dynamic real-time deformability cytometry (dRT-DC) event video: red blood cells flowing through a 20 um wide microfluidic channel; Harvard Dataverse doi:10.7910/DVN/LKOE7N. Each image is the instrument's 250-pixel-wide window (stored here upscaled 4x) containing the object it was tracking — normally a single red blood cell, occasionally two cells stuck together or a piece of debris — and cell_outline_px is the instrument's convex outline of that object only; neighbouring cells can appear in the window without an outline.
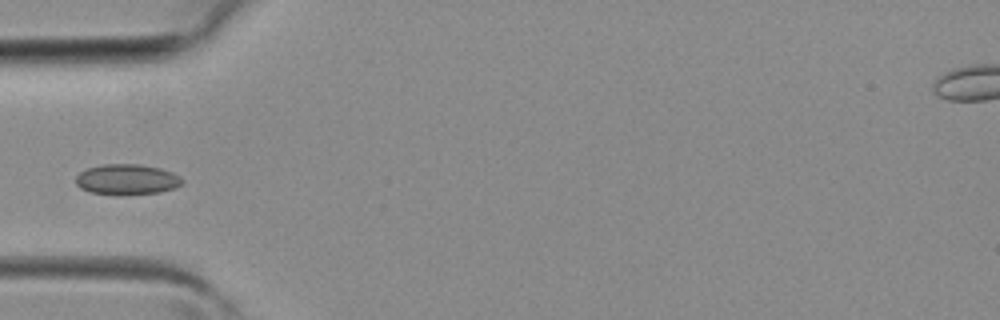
{"species": "common noctule bat (a hibernating species)", "species_latin": "Nyctalus noctula", "temperature_condition": "room temperature", "stored_images_in_passage": 4, "camera_frame_rate_fps": 3000, "um_per_image_px": 0.085, "animal": {"sex": "female", "body_mass_g": 19.3, "forearm_length_mm": 54.1}, "frame": {"image": 1, "passage_image": 4, "time_ms": 1.0, "image_size_px": [1000, 320], "cell_outline_px": [[184, 184], [176, 188], [160, 192], [92, 192], [80, 188], [76, 184], [76, 176], [80, 172], [88, 168], [100, 164], [140, 164], [160, 168], [172, 172], [180, 176], [184, 180]], "centroid_in_image_um": [10.84, 15.2], "position_along_channel_um": 74.2, "area_um2": 18.32}}